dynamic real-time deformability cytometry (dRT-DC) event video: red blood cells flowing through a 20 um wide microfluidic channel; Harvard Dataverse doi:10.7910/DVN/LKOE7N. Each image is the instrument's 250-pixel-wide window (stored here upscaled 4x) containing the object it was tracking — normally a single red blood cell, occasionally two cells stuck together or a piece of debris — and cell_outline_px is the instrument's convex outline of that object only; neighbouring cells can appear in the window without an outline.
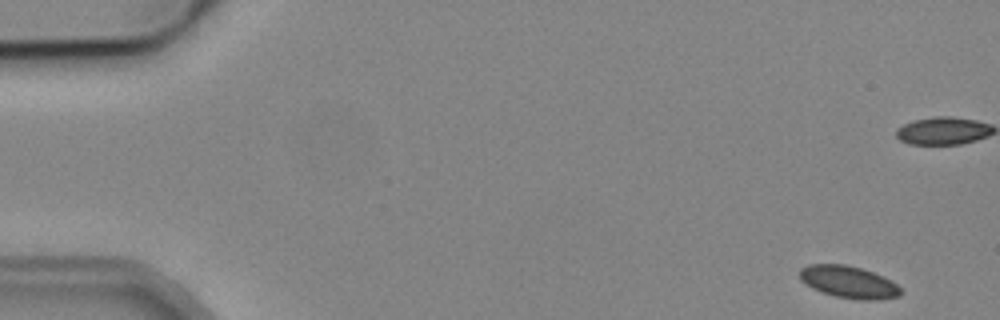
{"species": "common noctule bat (a hibernating species)", "species_latin": "Nyctalus noctula", "temperature_condition": "cold", "stored_images_in_passage": 4, "camera_frame_rate_fps": 3000, "um_per_image_px": 0.085, "animal": {"sex": "male", "body_mass_g": 19.2, "forearm_length_mm": 51.8}, "frame": {"image": 1, "passage_image": 1, "time_ms": 0.0, "image_size_px": [1000, 320], "cell_outline_px": [[900, 296], [876, 300], [860, 300], [836, 296], [820, 292], [812, 288], [800, 280], [800, 268], [808, 264], [844, 264], [860, 268], [872, 272], [896, 284], [900, 288]], "centroid_in_image_um": [72.08, 23.97], "position_along_channel_um": 12.9, "area_um2": 18.73}}